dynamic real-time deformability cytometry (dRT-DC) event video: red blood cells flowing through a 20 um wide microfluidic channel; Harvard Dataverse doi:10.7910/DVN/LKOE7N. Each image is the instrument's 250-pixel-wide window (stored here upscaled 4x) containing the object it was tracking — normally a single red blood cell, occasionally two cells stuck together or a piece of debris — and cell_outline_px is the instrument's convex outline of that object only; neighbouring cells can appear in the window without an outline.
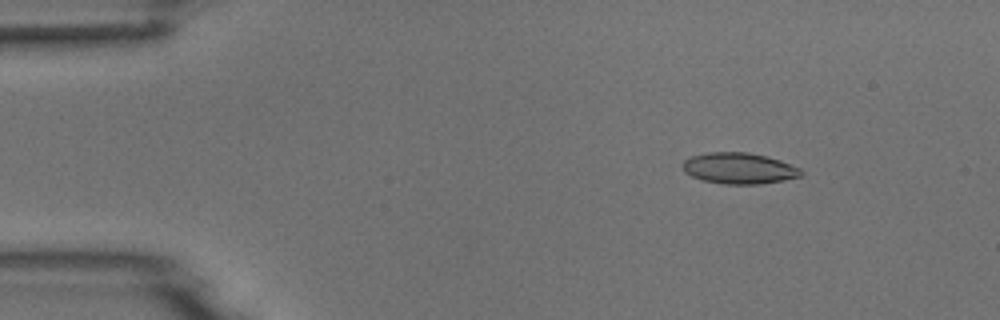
{"species": "common noctule bat (a hibernating species)", "species_latin": "Nyctalus noctula", "temperature_condition": "room temperature", "stored_images_in_passage": 5, "camera_frame_rate_fps": 3000, "um_per_image_px": 0.085, "animal": {"sex": "male", "body_mass_g": 18.8}, "frame": {"image": 1, "passage_image": 2, "time_ms": 1.333, "image_size_px": [1000, 320], "cell_outline_px": [[804, 172], [800, 176], [760, 184], [724, 184], [704, 180], [692, 176], [684, 172], [680, 164], [684, 160], [692, 156], [708, 152], [748, 152], [768, 156], [780, 160], [800, 168]], "centroid_in_image_um": [62.79, 14.29], "position_along_channel_um": 22.2, "area_um2": 21.44}}
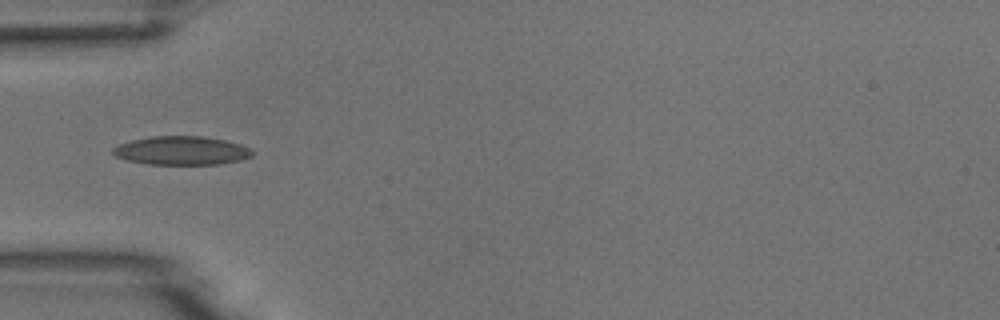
{"frame": {"image": 2, "passage_image": 5, "time_ms": 4.667, "image_size_px": [1000, 320], "cell_outline_px": [[252, 156], [240, 160], [220, 164], [148, 164], [128, 160], [116, 156], [112, 152], [112, 148], [120, 144], [132, 140], [152, 136], [204, 136], [224, 140], [240, 144], [252, 148]], "centroid_in_image_um": [15.45, 12.79], "position_along_channel_um": 69.5, "area_um2": 23.18}}